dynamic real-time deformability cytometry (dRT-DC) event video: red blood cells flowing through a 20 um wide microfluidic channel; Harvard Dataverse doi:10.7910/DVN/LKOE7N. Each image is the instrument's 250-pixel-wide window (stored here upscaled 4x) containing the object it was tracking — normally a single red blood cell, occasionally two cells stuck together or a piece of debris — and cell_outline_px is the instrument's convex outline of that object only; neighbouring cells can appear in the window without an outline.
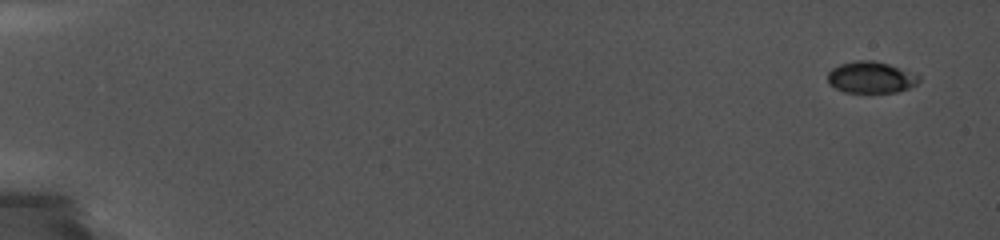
{"species": "common noctule bat (a hibernating species)", "species_latin": "Nyctalus noctula", "temperature_condition": "cold", "stored_images_in_passage": 5, "camera_frame_rate_fps": 5000, "um_per_image_px": 0.085, "animal": {"sex": "female", "body_mass_g": 19.0, "forearm_length_mm": 56.7}, "frame": {"image": 1, "passage_image": 1, "time_ms": 0.0, "image_size_px": [1000, 240], "cell_outline_px": [[920, 80], [916, 84], [908, 88], [896, 92], [844, 92], [836, 88], [828, 80], [828, 72], [832, 68], [840, 64], [856, 60], [872, 60], [888, 64], [900, 68], [920, 76]], "centroid_in_image_um": [74.02, 6.57], "position_along_channel_um": 11.0, "area_um2": 16.53}}
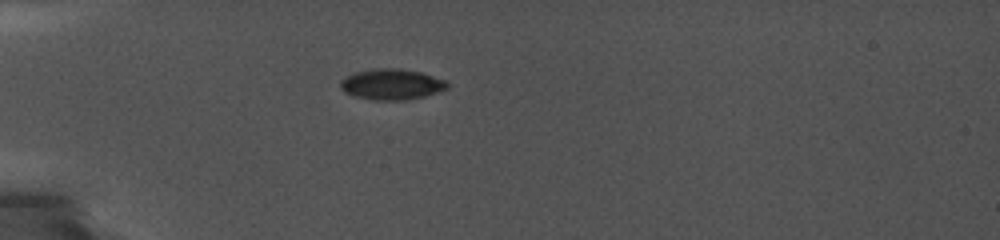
{"frame": {"image": 2, "passage_image": 5, "time_ms": 5.2, "image_size_px": [1000, 240], "cell_outline_px": [[448, 88], [424, 96], [404, 100], [372, 100], [352, 96], [344, 92], [340, 88], [340, 80], [356, 72], [372, 68], [400, 68], [420, 72], [448, 80]], "centroid_in_image_um": [33.27, 7.16], "position_along_channel_um": 51.7, "area_um2": 19.31}}